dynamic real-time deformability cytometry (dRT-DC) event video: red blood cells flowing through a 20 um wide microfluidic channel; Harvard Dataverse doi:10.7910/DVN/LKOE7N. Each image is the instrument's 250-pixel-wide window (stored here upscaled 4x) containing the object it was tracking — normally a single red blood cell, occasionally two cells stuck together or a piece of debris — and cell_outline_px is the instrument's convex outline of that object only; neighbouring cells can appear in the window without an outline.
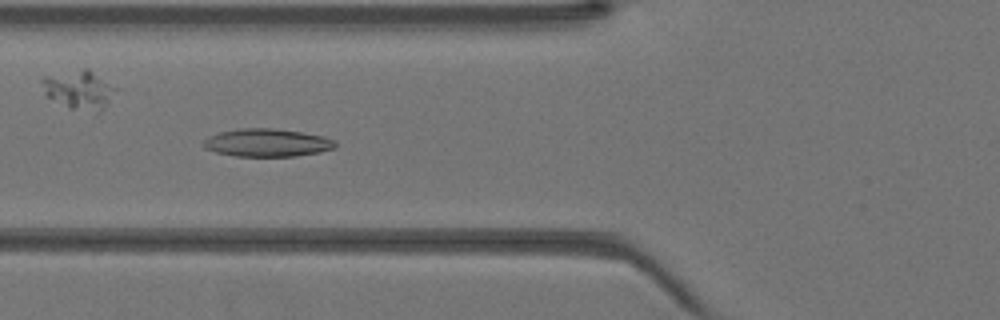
{"species": "Egyptian fruit bat (a non-hibernating species)", "species_latin": "Rousettus aegyptiacus", "temperature_condition": "warm", "stored_images_in_passage": 28, "camera_frame_rate_fps": 3000, "um_per_image_px": 0.085, "animal": {"sex": "female"}, "frame": {"image": 1, "passage_image": 5, "time_ms": 1.333, "image_size_px": [1000, 320], "cell_outline_px": [[336, 148], [320, 152], [296, 156], [236, 156], [216, 152], [204, 148], [200, 144], [208, 136], [220, 132], [240, 128], [272, 128], [300, 132], [324, 136], [336, 140]], "centroid_in_image_um": [22.7, 12.13], "position_along_channel_um": 103.1, "area_um2": 21.56}}
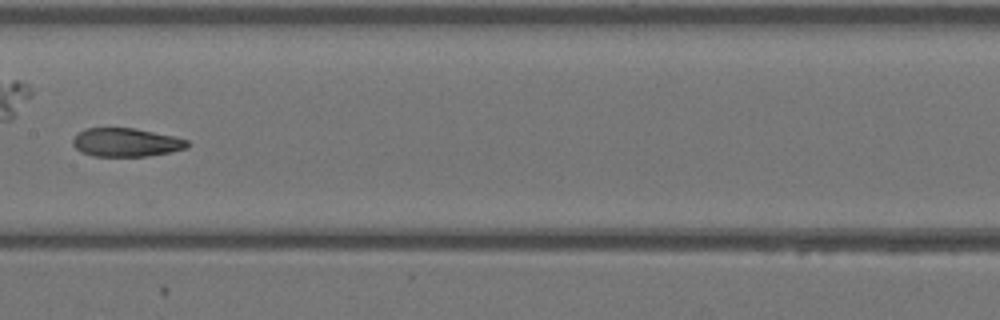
{"frame": {"image": 2, "passage_image": 11, "time_ms": 3.333, "image_size_px": [1000, 320], "cell_outline_px": [[188, 148], [148, 156], [92, 156], [80, 152], [72, 144], [72, 140], [84, 128], [136, 128], [176, 136], [188, 140]], "centroid_in_image_um": [10.72, 12.1], "position_along_channel_um": 196.7, "area_um2": 19.13}}
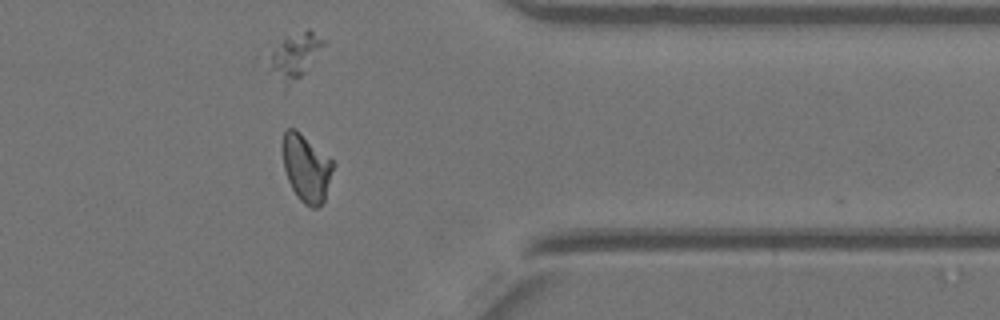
{"frame": {"image": 3, "passage_image": 24, "time_ms": 7.667, "image_size_px": [1000, 320], "cell_outline_px": [[336, 164], [324, 200], [316, 208], [312, 208], [304, 204], [296, 196], [288, 180], [284, 168], [280, 148], [280, 144], [284, 132], [288, 128], [296, 128], [332, 160]], "centroid_in_image_um": [26.01, 14.25], "position_along_channel_um": 385.4, "area_um2": 20.23}}